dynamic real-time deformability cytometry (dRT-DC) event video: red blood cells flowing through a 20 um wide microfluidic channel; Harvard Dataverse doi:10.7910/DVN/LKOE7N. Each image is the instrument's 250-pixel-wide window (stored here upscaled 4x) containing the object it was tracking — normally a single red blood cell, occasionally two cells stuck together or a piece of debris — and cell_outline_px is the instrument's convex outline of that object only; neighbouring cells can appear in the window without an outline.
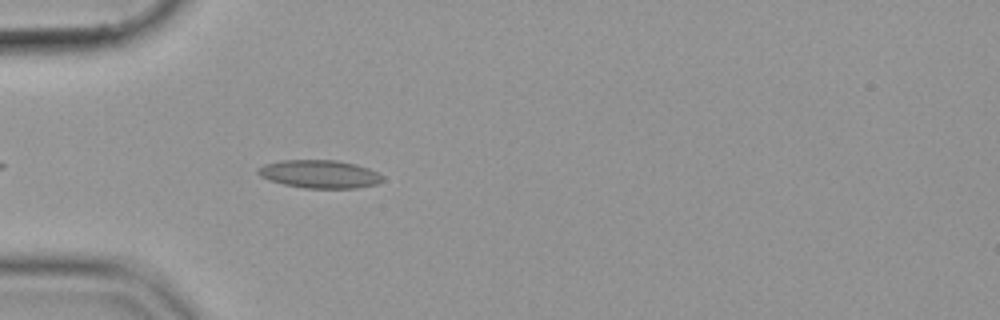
{"species": "common noctule bat (a hibernating species)", "species_latin": "Nyctalus noctula", "temperature_condition": "cold", "stored_images_in_passage": 38, "camera_frame_rate_fps": 3000, "um_per_image_px": 0.085, "animal": {"sex": "female", "body_mass_g": 19.9}, "frame": {"image": 1, "passage_image": 5, "time_ms": 1.333, "image_size_px": [1000, 320], "cell_outline_px": [[384, 180], [376, 184], [356, 188], [304, 188], [284, 184], [268, 180], [260, 176], [256, 172], [256, 168], [264, 164], [280, 160], [336, 160], [356, 164], [368, 168], [384, 176]], "centroid_in_image_um": [27.14, 14.79], "position_along_channel_um": 57.9, "area_um2": 20.52}}
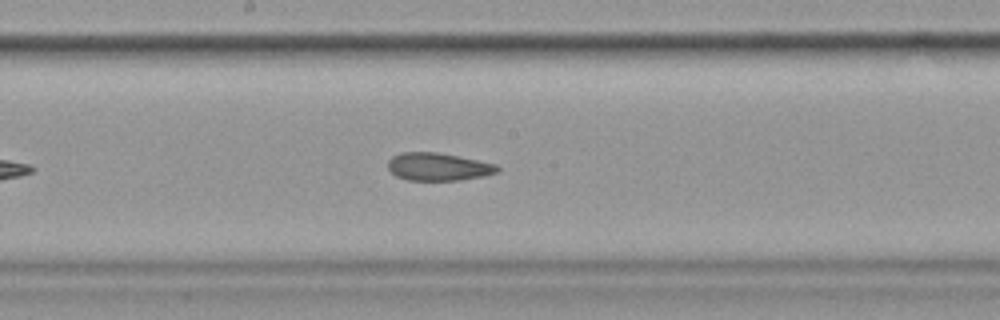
{"frame": {"image": 2, "passage_image": 18, "time_ms": 5.667, "image_size_px": [1000, 320], "cell_outline_px": [[500, 168], [496, 172], [484, 176], [460, 180], [408, 180], [396, 176], [388, 168], [388, 160], [392, 156], [400, 152], [436, 152], [496, 164]], "centroid_in_image_um": [37.21, 14.17], "position_along_channel_um": 211.0, "area_um2": 17.57}}
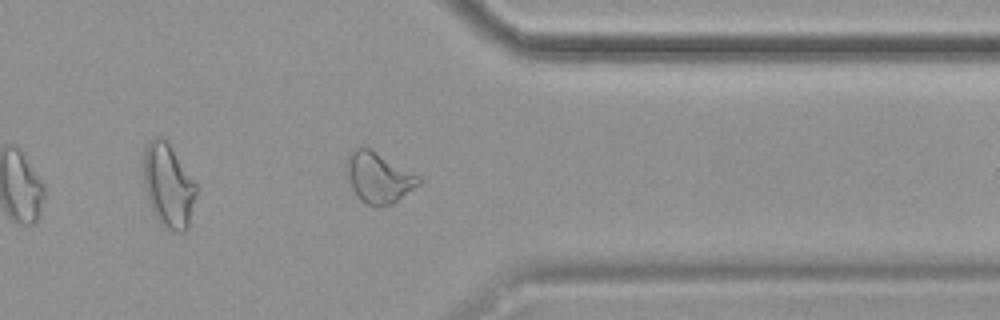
{"frame": {"image": 3, "passage_image": 32, "time_ms": 10.333, "image_size_px": [1000, 320], "cell_outline_px": [[420, 184], [392, 204], [364, 204], [356, 196], [344, 172], [344, 164], [348, 156], [356, 148], [368, 148], [376, 152], [420, 176]], "centroid_in_image_um": [32.13, 15.09], "position_along_channel_um": 379.3, "area_um2": 20.98}}